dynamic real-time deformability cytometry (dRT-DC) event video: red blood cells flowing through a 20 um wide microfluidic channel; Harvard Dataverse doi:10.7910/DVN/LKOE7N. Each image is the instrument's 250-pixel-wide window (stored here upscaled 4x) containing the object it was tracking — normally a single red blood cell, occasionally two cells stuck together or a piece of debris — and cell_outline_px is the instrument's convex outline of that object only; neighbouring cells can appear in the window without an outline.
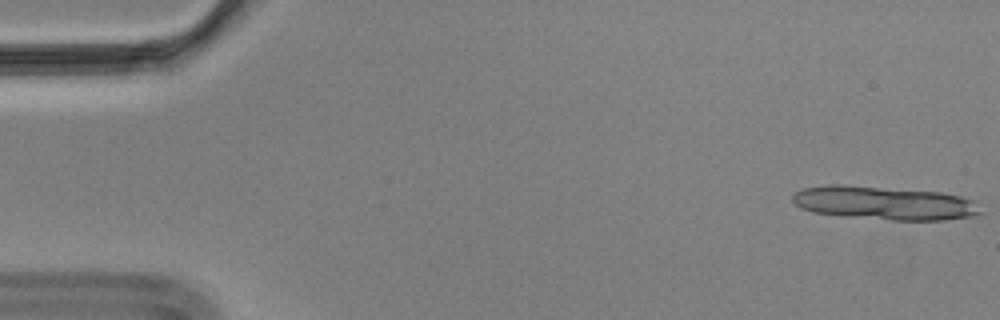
{"species": "Egyptian fruit bat (a non-hibernating species)", "species_latin": "Rousettus aegyptiacus", "temperature_condition": "cold", "stored_images_in_passage": 13, "camera_frame_rate_fps": 3000, "um_per_image_px": 0.085, "animal": {"sex": "male"}, "frame": {"image": 1, "passage_image": 1, "time_ms": 0.0, "image_size_px": [1000, 320], "cell_outline_px": [[984, 212], [976, 216], [944, 220], [892, 220], [812, 212], [796, 204], [792, 200], [792, 196], [796, 192], [804, 188], [828, 184], [840, 184], [940, 192], [960, 196], [972, 200]], "centroid_in_image_um": [75.21, 17.25], "position_along_channel_um": 9.8, "area_um2": 36.47}}